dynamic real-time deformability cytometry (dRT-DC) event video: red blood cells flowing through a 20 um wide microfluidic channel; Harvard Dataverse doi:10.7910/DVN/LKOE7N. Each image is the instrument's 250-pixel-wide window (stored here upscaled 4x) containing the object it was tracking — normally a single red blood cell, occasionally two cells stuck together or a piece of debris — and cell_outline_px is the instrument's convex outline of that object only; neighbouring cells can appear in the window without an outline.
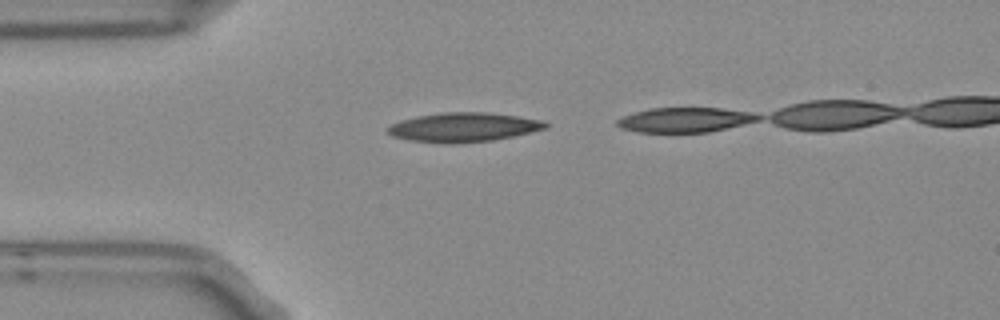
{"species": "Egyptian fruit bat (a non-hibernating species)", "species_latin": "Rousettus aegyptiacus", "temperature_condition": "room temperature", "stored_images_in_passage": 4, "camera_frame_rate_fps": 3000, "um_per_image_px": 0.085, "frame": {"image": 1, "passage_image": 1, "time_ms": 0.0, "image_size_px": [1000, 320], "cell_outline_px": [[548, 128], [512, 136], [492, 140], [452, 144], [444, 144], [408, 140], [392, 136], [388, 132], [388, 128], [392, 124], [400, 120], [416, 116], [444, 112], [488, 112], [544, 120], [548, 124]], "centroid_in_image_um": [39.39, 10.82], "position_along_channel_um": 45.6, "area_um2": 26.93}}
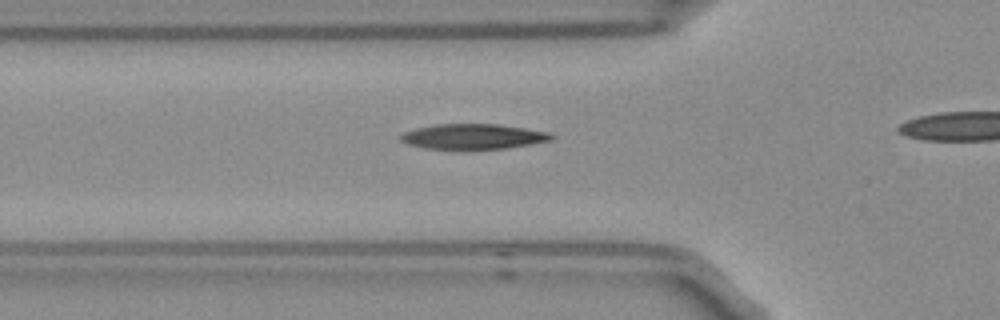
{"frame": {"image": 2, "passage_image": 3, "time_ms": 0.667, "image_size_px": [1000, 320], "cell_outline_px": [[556, 136], [552, 140], [504, 148], [424, 148], [408, 144], [400, 140], [400, 136], [404, 132], [416, 128], [436, 124], [500, 124], [552, 132]], "centroid_in_image_um": [40.26, 11.58], "position_along_channel_um": 85.5, "area_um2": 21.91}}